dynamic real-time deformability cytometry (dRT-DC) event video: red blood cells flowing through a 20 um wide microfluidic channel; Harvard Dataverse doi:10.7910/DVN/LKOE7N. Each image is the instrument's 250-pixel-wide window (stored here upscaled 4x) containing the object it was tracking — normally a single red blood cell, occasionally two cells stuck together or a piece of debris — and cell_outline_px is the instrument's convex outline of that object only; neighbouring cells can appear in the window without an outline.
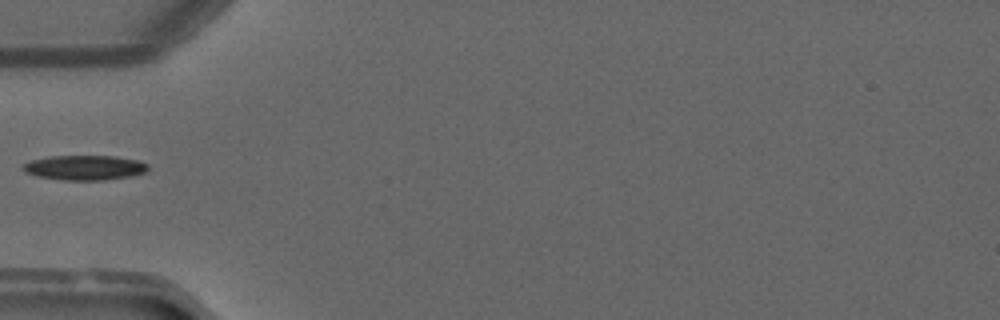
{"species": "common noctule bat (a hibernating species)", "species_latin": "Nyctalus noctula", "temperature_condition": "warm", "stored_images_in_passage": 34, "camera_frame_rate_fps": 3000, "um_per_image_px": 0.085, "animal": {"sex": "male", "forearm_length_mm": 52.5}, "frame": {"image": 1, "passage_image": 1, "time_ms": 0.0, "image_size_px": [1000, 320], "cell_outline_px": [[148, 168], [144, 172], [132, 176], [104, 180], [64, 180], [36, 176], [24, 172], [20, 168], [24, 164], [32, 160], [52, 156], [116, 156], [140, 160], [148, 164]], "centroid_in_image_um": [7.2, 14.25], "position_along_channel_um": 77.8, "area_um2": 18.15}}
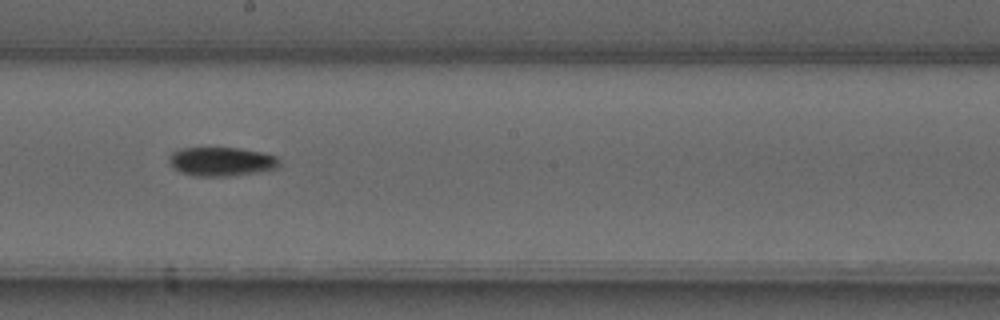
{"frame": {"image": 2, "passage_image": 12, "time_ms": 3.667, "image_size_px": [1000, 320], "cell_outline_px": [[280, 164], [276, 168], [260, 172], [228, 176], [196, 176], [180, 172], [168, 160], [172, 152], [180, 148], [240, 148], [264, 152], [276, 156], [280, 160]], "centroid_in_image_um": [18.87, 13.72], "position_along_channel_um": 229.3, "area_um2": 18.61}}
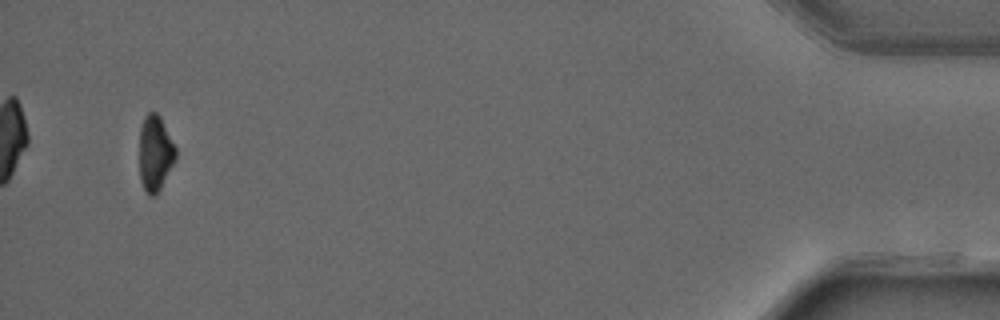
{"frame": {"image": 3, "passage_image": 32, "time_ms": 10.333, "image_size_px": [1000, 320], "cell_outline_px": [[176, 160], [156, 196], [152, 196], [144, 188], [140, 180], [140, 128], [144, 116], [148, 112], [156, 112], [160, 116], [176, 148]], "centroid_in_image_um": [13.2, 13.01], "position_along_channel_um": 422.0, "area_um2": 15.95}}